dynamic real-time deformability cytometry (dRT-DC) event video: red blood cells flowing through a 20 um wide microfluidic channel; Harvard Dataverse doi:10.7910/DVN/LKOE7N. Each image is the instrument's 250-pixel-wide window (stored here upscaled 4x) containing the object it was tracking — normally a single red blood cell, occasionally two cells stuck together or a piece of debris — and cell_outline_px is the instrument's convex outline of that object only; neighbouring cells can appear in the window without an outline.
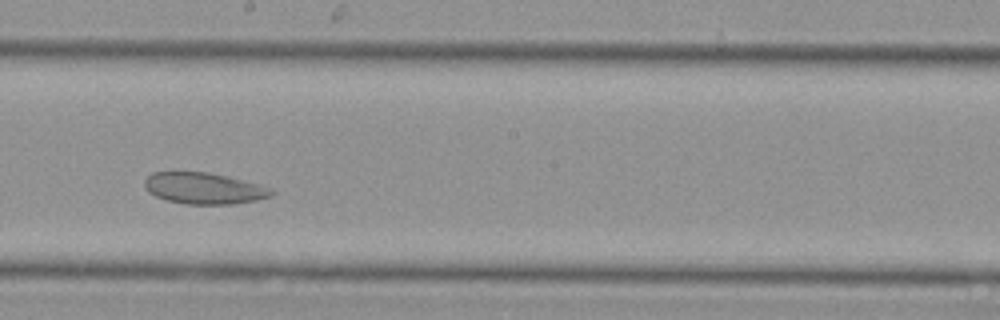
{"species": "Egyptian fruit bat (a non-hibernating species)", "species_latin": "Rousettus aegyptiacus", "temperature_condition": "cold", "stored_images_in_passage": 28, "camera_frame_rate_fps": 3000, "um_per_image_px": 0.085, "animal": {"sex": "female"}, "frame": {"image": 1, "passage_image": 13, "time_ms": 4.0, "image_size_px": [1000, 320], "cell_outline_px": [[276, 192], [272, 196], [256, 200], [232, 204], [184, 204], [168, 200], [156, 196], [148, 192], [144, 184], [144, 180], [152, 172], [172, 168], [208, 172], [228, 176], [260, 184], [272, 188]], "centroid_in_image_um": [17.3, 15.95], "position_along_channel_um": 230.9, "area_um2": 24.1}}